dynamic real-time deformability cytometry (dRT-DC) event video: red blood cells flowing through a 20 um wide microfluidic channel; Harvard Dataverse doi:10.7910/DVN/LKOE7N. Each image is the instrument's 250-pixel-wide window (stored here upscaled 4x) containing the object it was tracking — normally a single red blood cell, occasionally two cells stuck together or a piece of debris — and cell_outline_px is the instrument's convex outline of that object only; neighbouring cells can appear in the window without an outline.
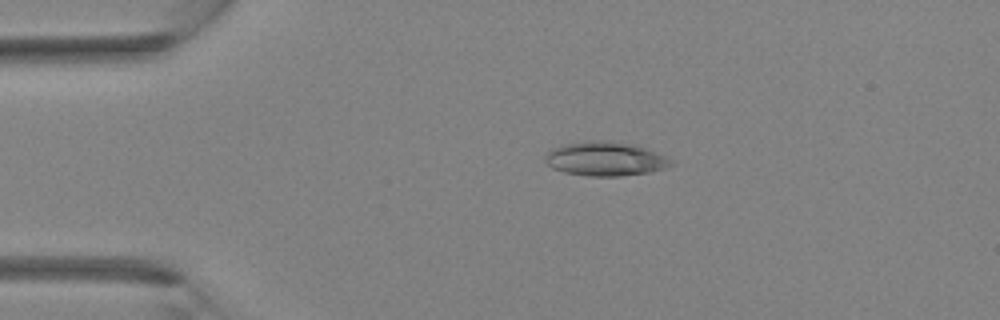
{"species": "Egyptian fruit bat (a non-hibernating species)", "species_latin": "Rousettus aegyptiacus", "temperature_condition": "room temperature", "stored_images_in_passage": 38, "camera_frame_rate_fps": 3000, "um_per_image_px": 0.085, "animal": {"sex": "female"}, "frame": {"image": 1, "passage_image": 8, "time_ms": 2.333, "image_size_px": [1000, 320], "cell_outline_px": [[672, 164], [664, 168], [648, 172], [620, 176], [588, 176], [564, 172], [552, 168], [544, 160], [544, 156], [552, 148], [564, 144], [584, 140], [612, 140], [636, 144], [664, 156], [672, 160]], "centroid_in_image_um": [51.4, 13.48], "position_along_channel_um": 33.6, "area_um2": 25.14}}
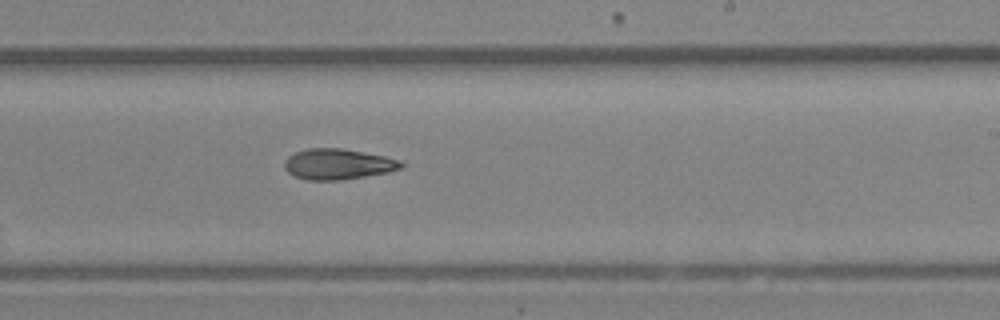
{"frame": {"image": 2, "passage_image": 23, "time_ms": 7.333, "image_size_px": [1000, 320], "cell_outline_px": [[404, 168], [388, 172], [340, 180], [308, 180], [296, 176], [288, 172], [284, 168], [284, 160], [288, 156], [296, 152], [308, 148], [340, 148], [384, 156], [400, 160], [404, 164]], "centroid_in_image_um": [28.72, 13.95], "position_along_channel_um": 260.3, "area_um2": 20.75}}
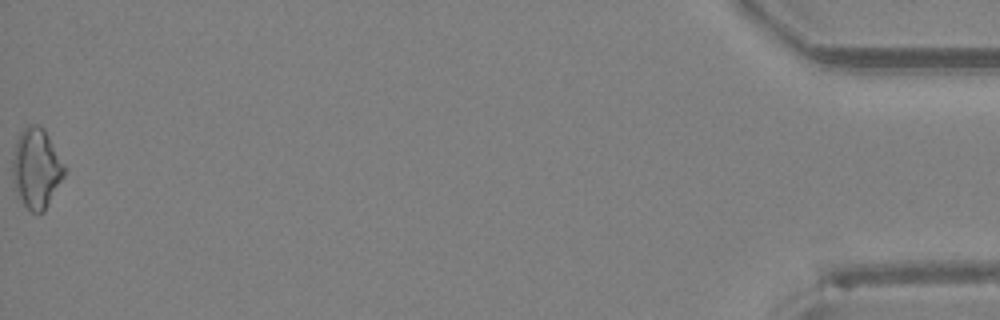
{"frame": {"image": 3, "passage_image": 38, "time_ms": 12.333, "image_size_px": [1000, 320], "cell_outline_px": [[68, 168], [64, 176], [44, 212], [32, 212], [24, 204], [16, 188], [12, 176], [12, 160], [16, 140], [20, 132], [28, 124], [36, 124], [44, 128]], "centroid_in_image_um": [3.12, 14.26], "position_along_channel_um": 432.1, "area_um2": 24.22}}